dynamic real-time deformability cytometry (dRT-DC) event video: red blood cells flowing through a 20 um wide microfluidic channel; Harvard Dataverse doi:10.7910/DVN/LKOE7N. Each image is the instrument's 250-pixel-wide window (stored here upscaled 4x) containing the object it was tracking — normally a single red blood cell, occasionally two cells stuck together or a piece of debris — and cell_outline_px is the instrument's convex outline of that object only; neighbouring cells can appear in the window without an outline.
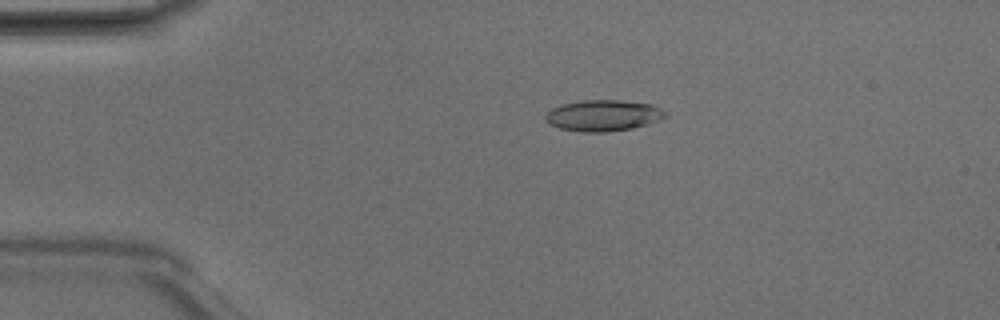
{"species": "Egyptian fruit bat (a non-hibernating species)", "species_latin": "Rousettus aegyptiacus", "temperature_condition": "room temperature", "stored_images_in_passage": 2, "camera_frame_rate_fps": 3000, "um_per_image_px": 0.085, "animal": {"sex": "male"}, "frame": {"image": 1, "passage_image": 1, "time_ms": 0.0, "image_size_px": [1000, 320], "cell_outline_px": [[668, 116], [648, 124], [632, 128], [604, 132], [580, 132], [560, 128], [548, 124], [544, 120], [544, 116], [552, 108], [564, 104], [584, 100], [620, 100], [652, 104], [668, 112]], "centroid_in_image_um": [51.28, 9.82], "position_along_channel_um": 33.7, "area_um2": 21.85}}